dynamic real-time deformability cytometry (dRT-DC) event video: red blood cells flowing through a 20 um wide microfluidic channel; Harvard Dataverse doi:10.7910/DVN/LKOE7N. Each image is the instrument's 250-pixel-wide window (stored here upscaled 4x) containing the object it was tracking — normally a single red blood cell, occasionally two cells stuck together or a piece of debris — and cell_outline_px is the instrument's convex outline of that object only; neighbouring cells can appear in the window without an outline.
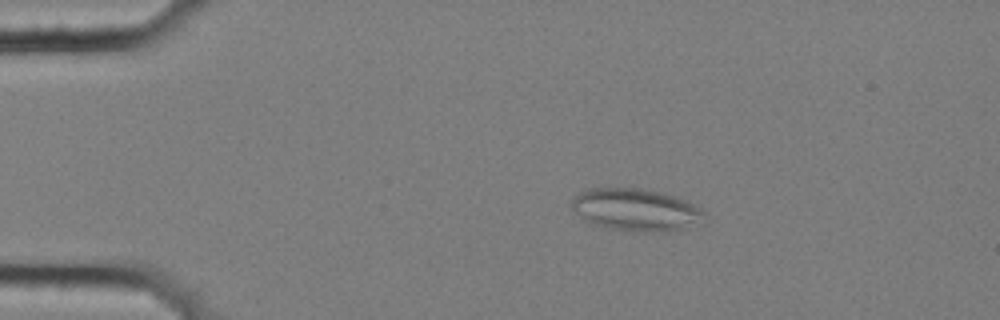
{"species": "common noctule bat (a hibernating species)", "species_latin": "Nyctalus noctula", "temperature_condition": "cold", "stored_images_in_passage": 4, "camera_frame_rate_fps": 3000, "um_per_image_px": 0.085, "animal": {"sex": "female", "body_mass_g": 25.1}, "frame": {"image": 1, "passage_image": 3, "time_ms": 0.667, "image_size_px": [1000, 320], "cell_outline_px": [[708, 216], [704, 224], [688, 228], [668, 232], [640, 232], [608, 228], [588, 224], [568, 204], [580, 192], [588, 188], [640, 188], [676, 196], [700, 208]], "centroid_in_image_um": [54.09, 17.86], "position_along_channel_um": 30.9, "area_um2": 33.41}}